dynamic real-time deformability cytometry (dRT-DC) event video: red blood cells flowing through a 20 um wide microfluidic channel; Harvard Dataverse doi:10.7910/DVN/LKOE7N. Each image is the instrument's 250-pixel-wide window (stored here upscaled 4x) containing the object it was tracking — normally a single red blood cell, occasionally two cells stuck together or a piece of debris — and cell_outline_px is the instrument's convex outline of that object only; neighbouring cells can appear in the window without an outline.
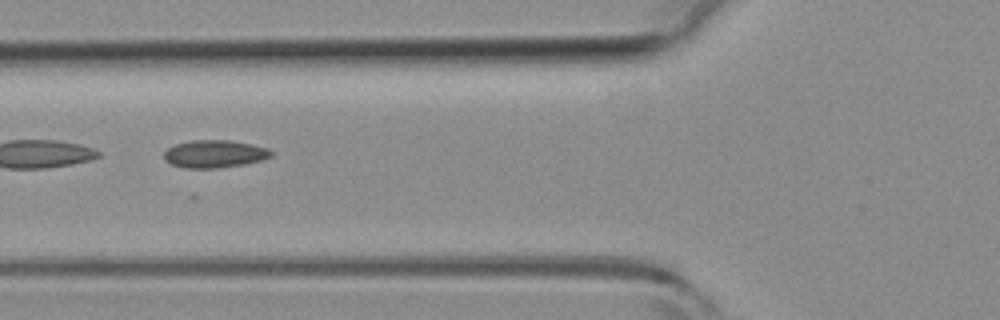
{"species": "common noctule bat (a hibernating species)", "species_latin": "Nyctalus noctula", "temperature_condition": "room temperature", "stored_images_in_passage": 7, "camera_frame_rate_fps": 3000, "um_per_image_px": 0.085, "animal": {"sex": "female", "body_mass_g": 19.3, "forearm_length_mm": 54.1}, "frame": {"image": 1, "passage_image": 5, "time_ms": 1.333, "image_size_px": [1000, 320], "cell_outline_px": [[272, 156], [264, 160], [244, 164], [216, 168], [184, 168], [172, 164], [164, 160], [164, 152], [168, 148], [176, 144], [192, 140], [228, 140], [252, 144], [268, 148], [272, 152]], "centroid_in_image_um": [18.25, 13.08], "position_along_channel_um": 107.6, "area_um2": 17.28}}
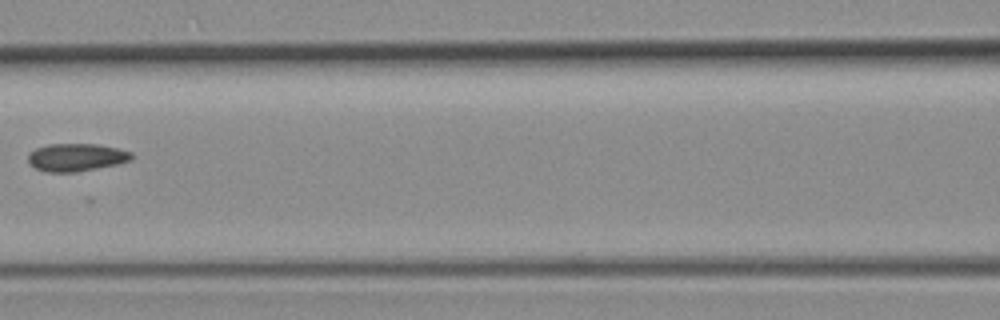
{"frame": {"image": 2, "passage_image": 6, "time_ms": 1.667, "image_size_px": [1000, 320], "cell_outline_px": [[136, 156], [132, 160], [116, 164], [76, 172], [48, 172], [36, 168], [28, 164], [28, 152], [36, 148], [48, 144], [96, 144], [116, 148], [132, 152]], "centroid_in_image_um": [6.48, 13.37], "position_along_channel_um": 160.1, "area_um2": 16.82}}
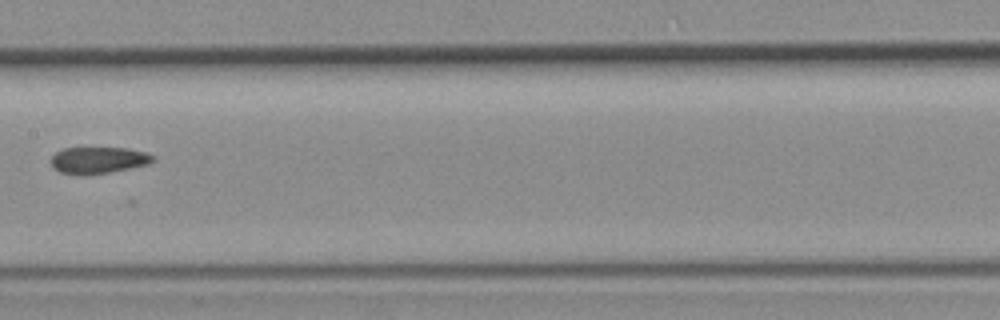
{"frame": {"image": 3, "passage_image": 7, "time_ms": 2.0, "image_size_px": [1000, 320], "cell_outline_px": [[156, 160], [148, 164], [112, 172], [84, 176], [80, 176], [60, 172], [52, 168], [52, 156], [56, 152], [64, 148], [128, 148], [148, 152], [156, 156]], "centroid_in_image_um": [8.39, 13.63], "position_along_channel_um": 199.0, "area_um2": 16.18}}